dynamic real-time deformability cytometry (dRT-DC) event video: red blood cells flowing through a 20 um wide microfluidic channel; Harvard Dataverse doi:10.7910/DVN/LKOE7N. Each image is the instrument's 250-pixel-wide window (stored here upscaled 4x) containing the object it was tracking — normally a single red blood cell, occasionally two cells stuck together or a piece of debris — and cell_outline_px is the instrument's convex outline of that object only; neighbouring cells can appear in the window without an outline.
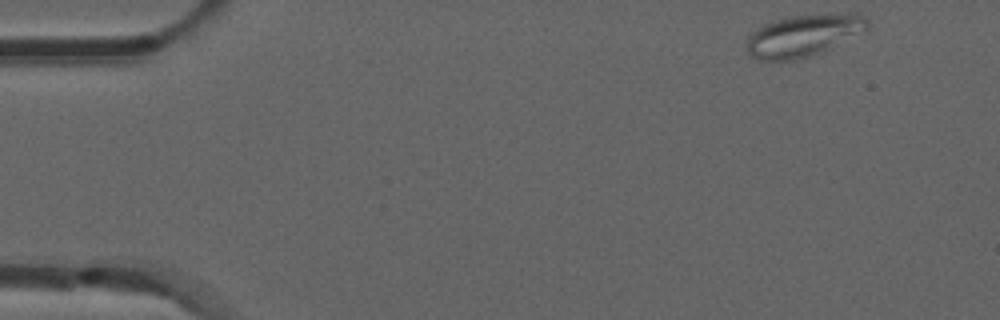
{"species": "common noctule bat (a hibernating species)", "species_latin": "Nyctalus noctula", "temperature_condition": "room temperature", "stored_images_in_passage": 50, "camera_frame_rate_fps": 3000, "um_per_image_px": 0.085, "animal": {"sex": "male", "forearm_length_mm": 52.5}, "frame": {"image": 1, "passage_image": 1, "time_ms": 0.0, "image_size_px": [1000, 320], "cell_outline_px": [[868, 24], [864, 28], [828, 48], [808, 56], [792, 60], [756, 60], [748, 56], [748, 36], [756, 28], [772, 20], [792, 16], [848, 12], [856, 12], [864, 16], [868, 20]], "centroid_in_image_um": [68.2, 2.99], "position_along_channel_um": 16.8, "area_um2": 28.9}}
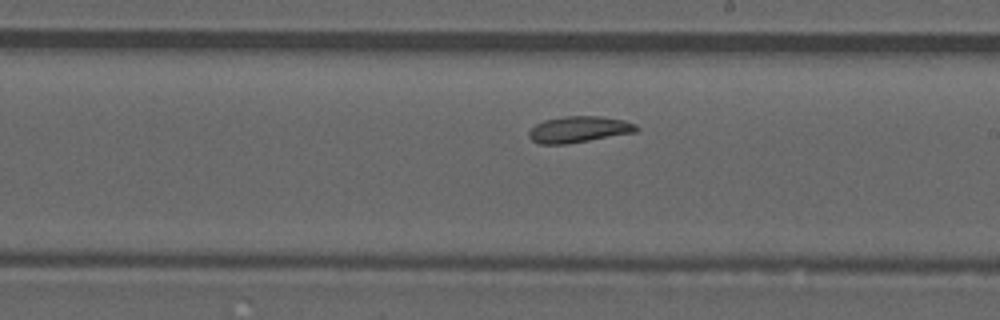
{"frame": {"image": 2, "passage_image": 27, "time_ms": 8.667, "image_size_px": [1000, 320], "cell_outline_px": [[640, 128], [636, 132], [568, 144], [540, 144], [532, 140], [528, 136], [528, 132], [536, 124], [544, 120], [564, 116], [600, 116], [624, 120], [636, 124]], "centroid_in_image_um": [49.21, 11.0], "position_along_channel_um": 239.8, "area_um2": 16.53}}
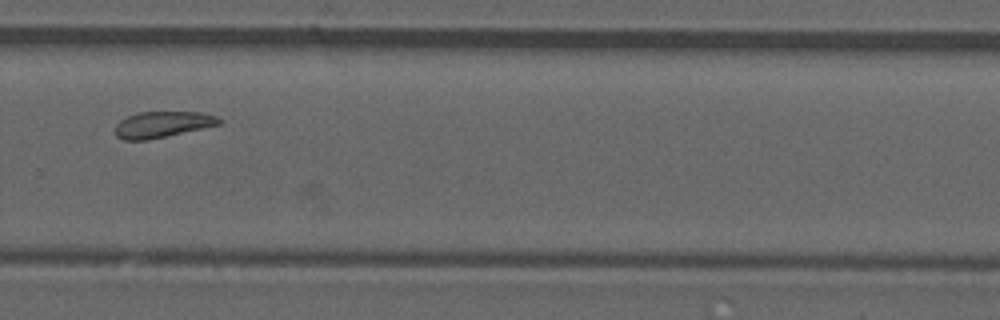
{"frame": {"image": 3, "passage_image": 33, "time_ms": 10.667, "image_size_px": [1000, 320], "cell_outline_px": [[220, 124], [148, 140], [124, 140], [116, 136], [116, 124], [120, 120], [128, 116], [140, 112], [200, 112], [216, 116], [220, 120]], "centroid_in_image_um": [13.77, 10.58], "position_along_channel_um": 316.0, "area_um2": 15.55}, "authors_computed_cell_mechanics": {"area_um2": 17.1377, "velocity_mm_per_s": 3.8193, "shape_relaxation_time_tau1_ms": null, "shape_relaxation_time_tau2_ms": 5.7648, "deformation_change_tau1": null, "deformation_change_tau2": 0.112}}